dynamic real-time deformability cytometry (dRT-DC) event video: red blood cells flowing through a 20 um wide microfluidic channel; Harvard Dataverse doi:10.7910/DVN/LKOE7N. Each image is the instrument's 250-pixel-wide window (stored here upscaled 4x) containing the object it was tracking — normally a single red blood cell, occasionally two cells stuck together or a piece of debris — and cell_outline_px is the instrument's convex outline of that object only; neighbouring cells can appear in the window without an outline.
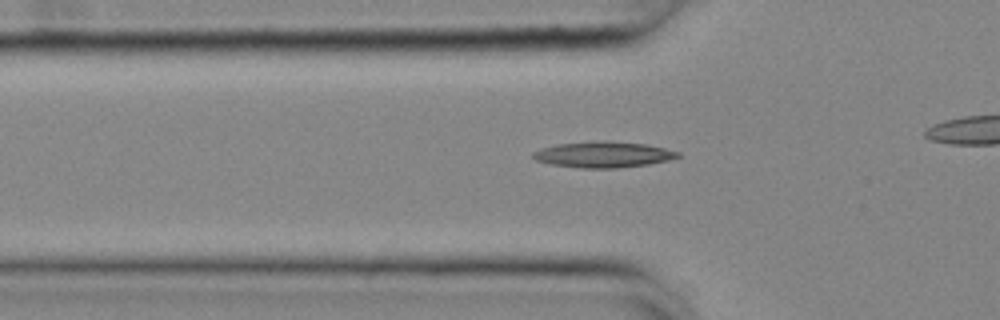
{"species": "common noctule bat (a hibernating species)", "species_latin": "Nyctalus noctula", "temperature_condition": "cold", "stored_images_in_passage": 44, "camera_frame_rate_fps": 3000, "um_per_image_px": 0.085, "animal": {"sex": "female", "body_mass_g": 25.1}, "frame": {"image": 1, "passage_image": 18, "time_ms": 5.667, "image_size_px": [1000, 320], "cell_outline_px": [[680, 156], [668, 160], [648, 164], [616, 168], [580, 168], [552, 164], [536, 160], [532, 156], [532, 152], [540, 148], [556, 144], [600, 140], [604, 140], [644, 144], [664, 148], [680, 152]], "centroid_in_image_um": [51.25, 13.13], "position_along_channel_um": 74.6, "area_um2": 21.85}}
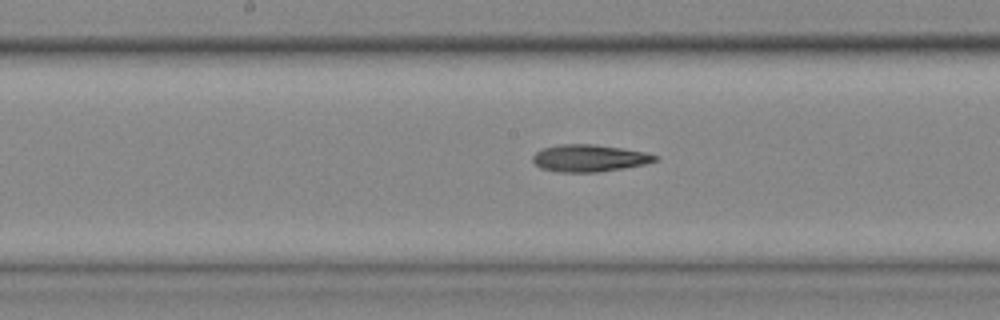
{"frame": {"image": 2, "passage_image": 28, "time_ms": 9.0, "image_size_px": [1000, 320], "cell_outline_px": [[660, 160], [644, 164], [624, 168], [600, 172], [560, 172], [540, 168], [532, 160], [532, 156], [536, 152], [544, 148], [560, 144], [592, 144], [620, 148], [644, 152], [660, 156]], "centroid_in_image_um": [50.11, 13.45], "position_along_channel_um": 198.1, "area_um2": 19.31}}
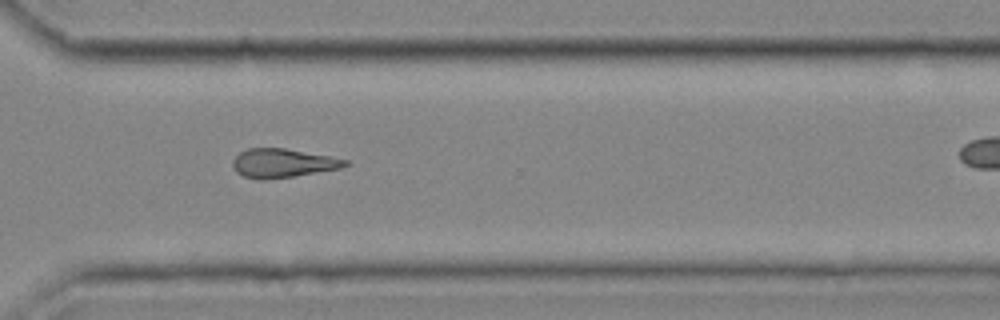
{"frame": {"image": 3, "passage_image": 40, "time_ms": 13.0, "image_size_px": [1000, 320], "cell_outline_px": [[348, 164], [340, 168], [292, 176], [264, 180], [260, 180], [244, 176], [236, 172], [232, 164], [232, 160], [240, 152], [248, 148], [284, 148], [328, 156], [348, 160]], "centroid_in_image_um": [23.98, 13.86], "position_along_channel_um": 346.6, "area_um2": 18.61}}